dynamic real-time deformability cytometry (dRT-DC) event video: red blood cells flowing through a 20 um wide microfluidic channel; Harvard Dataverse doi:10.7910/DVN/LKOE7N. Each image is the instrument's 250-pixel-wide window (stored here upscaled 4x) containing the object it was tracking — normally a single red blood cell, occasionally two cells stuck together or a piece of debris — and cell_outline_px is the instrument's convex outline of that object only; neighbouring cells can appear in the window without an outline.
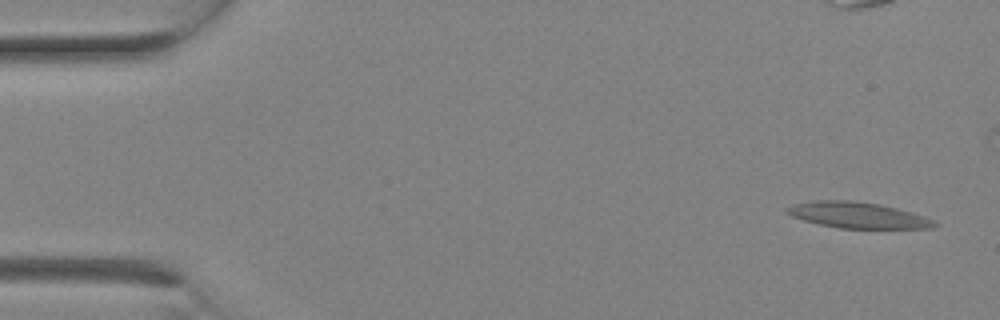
{"species": "Egyptian fruit bat (a non-hibernating species)", "species_latin": "Rousettus aegyptiacus", "temperature_condition": "room temperature", "stored_images_in_passage": 13, "camera_frame_rate_fps": 3000, "um_per_image_px": 0.085, "animal": {"sex": "female"}, "frame": {"image": 1, "passage_image": 1, "time_ms": 0.0, "image_size_px": [1000, 320], "cell_outline_px": [[940, 224], [932, 228], [840, 228], [820, 224], [804, 220], [792, 216], [784, 212], [784, 208], [796, 204], [816, 200], [848, 200], [880, 204], [912, 212], [936, 220]], "centroid_in_image_um": [72.94, 18.29], "position_along_channel_um": 12.1, "area_um2": 22.25}}
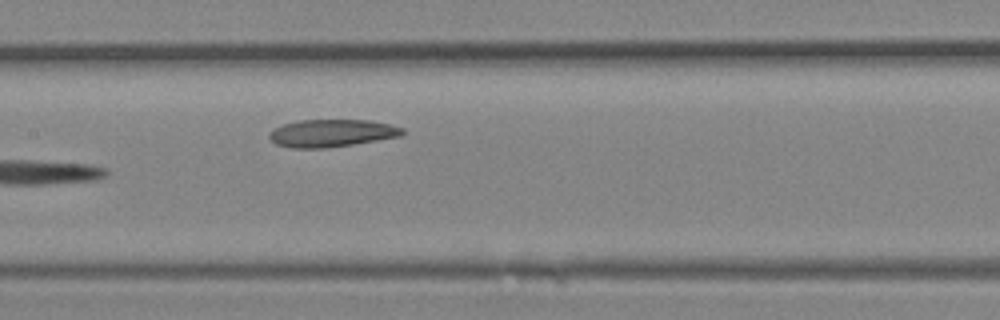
{"frame": {"image": 2, "passage_image": 13, "time_ms": 4.0, "image_size_px": [1000, 320], "cell_outline_px": [[404, 132], [400, 136], [352, 144], [324, 148], [292, 148], [276, 144], [268, 136], [268, 132], [284, 124], [300, 120], [368, 120], [388, 124], [404, 128]], "centroid_in_image_um": [28.17, 11.31], "position_along_channel_um": 179.2, "area_um2": 21.1}}